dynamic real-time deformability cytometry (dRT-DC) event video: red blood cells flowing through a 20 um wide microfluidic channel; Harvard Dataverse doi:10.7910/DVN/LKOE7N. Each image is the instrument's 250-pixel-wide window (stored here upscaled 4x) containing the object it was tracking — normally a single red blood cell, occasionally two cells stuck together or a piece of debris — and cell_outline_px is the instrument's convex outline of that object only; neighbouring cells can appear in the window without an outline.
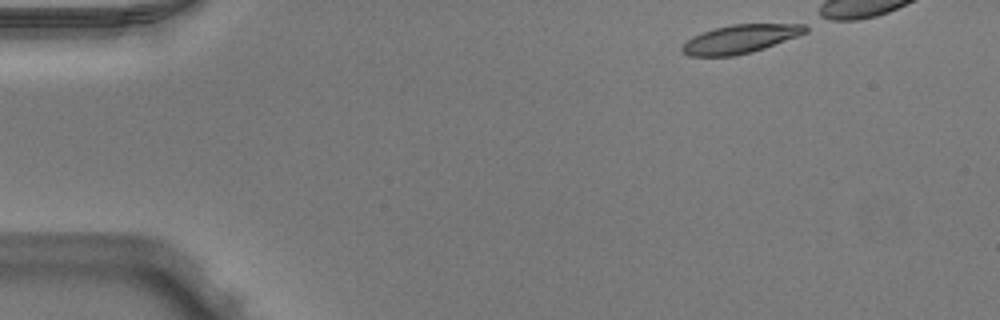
{"species": "Egyptian fruit bat (a non-hibernating species)", "species_latin": "Rousettus aegyptiacus", "temperature_condition": "warm", "stored_images_in_passage": 37, "camera_frame_rate_fps": 3000, "um_per_image_px": 0.085, "animal": {"sex": "male"}, "frame": {"image": 1, "passage_image": 1, "time_ms": 0.0, "image_size_px": [1000, 320], "cell_outline_px": [[808, 32], [764, 48], [752, 52], [732, 56], [688, 56], [680, 52], [680, 48], [692, 36], [716, 28], [732, 24], [804, 24], [808, 28]], "centroid_in_image_um": [62.9, 3.32], "position_along_channel_um": 22.1, "area_um2": 20.35}}
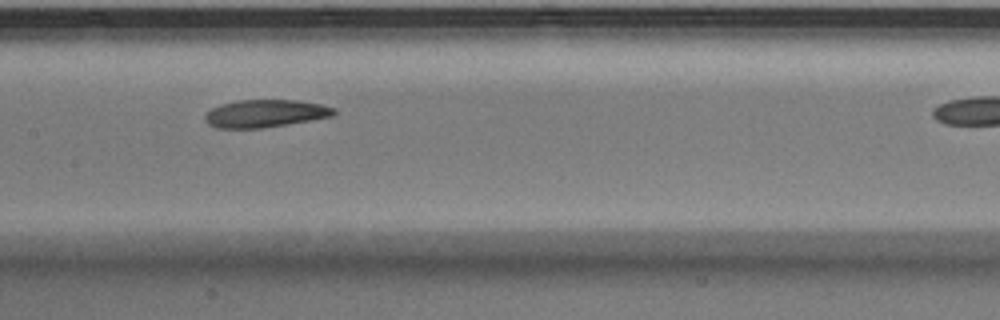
{"frame": {"image": 2, "passage_image": 20, "time_ms": 6.333, "image_size_px": [1000, 320], "cell_outline_px": [[336, 112], [332, 116], [312, 120], [264, 128], [216, 128], [208, 124], [204, 120], [204, 116], [212, 108], [220, 104], [236, 100], [296, 100], [320, 104], [336, 108]], "centroid_in_image_um": [22.53, 9.65], "position_along_channel_um": 184.9, "area_um2": 20.87}}
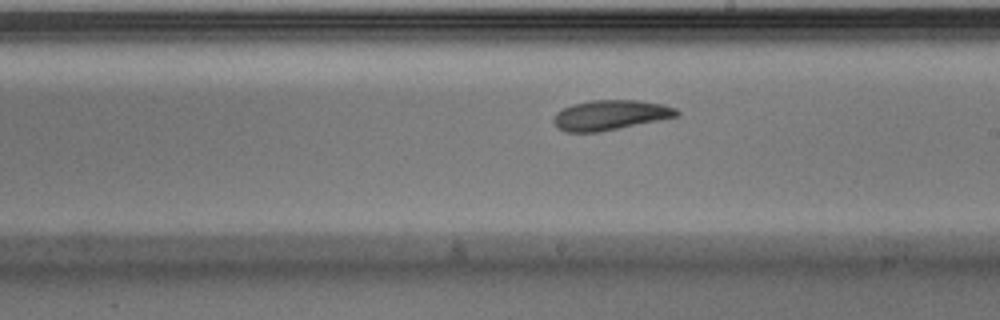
{"frame": {"image": 3, "passage_image": 24, "time_ms": 7.667, "image_size_px": [1000, 320], "cell_outline_px": [[680, 112], [676, 116], [596, 132], [568, 132], [560, 128], [552, 120], [556, 112], [572, 104], [592, 100], [640, 100], [664, 104], [676, 108]], "centroid_in_image_um": [51.86, 9.75], "position_along_channel_um": 237.1, "area_um2": 21.04}}